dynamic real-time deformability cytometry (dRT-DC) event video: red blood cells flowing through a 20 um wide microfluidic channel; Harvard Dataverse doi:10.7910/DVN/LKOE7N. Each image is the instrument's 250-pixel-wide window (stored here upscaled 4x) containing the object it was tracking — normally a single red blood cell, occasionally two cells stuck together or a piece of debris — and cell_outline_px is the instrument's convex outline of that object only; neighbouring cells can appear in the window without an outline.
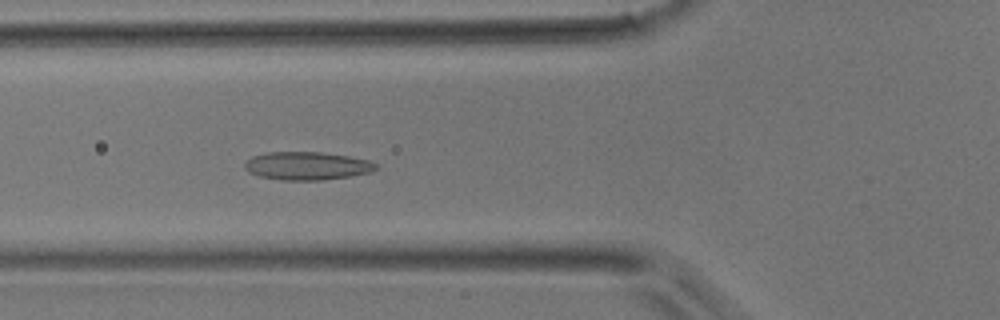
{"species": "common noctule bat (a hibernating species)", "species_latin": "Nyctalus noctula", "temperature_condition": "room temperature", "stored_images_in_passage": 48, "camera_frame_rate_fps": 3000, "um_per_image_px": 0.085, "animal": {"sex": "male", "body_mass_g": 17.9}, "frame": {"image": 1, "passage_image": 17, "time_ms": 5.333, "image_size_px": [1000, 320], "cell_outline_px": [[380, 168], [372, 172], [352, 176], [324, 180], [284, 180], [260, 176], [248, 172], [244, 168], [244, 164], [252, 156], [268, 152], [320, 152], [348, 156], [368, 160], [380, 164]], "centroid_in_image_um": [26.16, 14.1], "position_along_channel_um": 99.6, "area_um2": 21.68}}
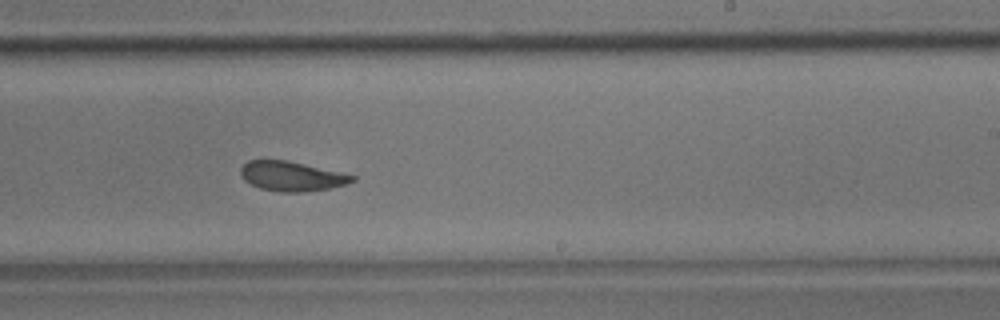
{"frame": {"image": 2, "passage_image": 29, "time_ms": 9.333, "image_size_px": [1000, 320], "cell_outline_px": [[356, 180], [332, 188], [304, 192], [280, 192], [260, 188], [244, 180], [240, 176], [240, 168], [248, 160], [264, 156], [288, 160], [356, 176]], "centroid_in_image_um": [24.71, 14.94], "position_along_channel_um": 264.3, "area_um2": 19.83}}
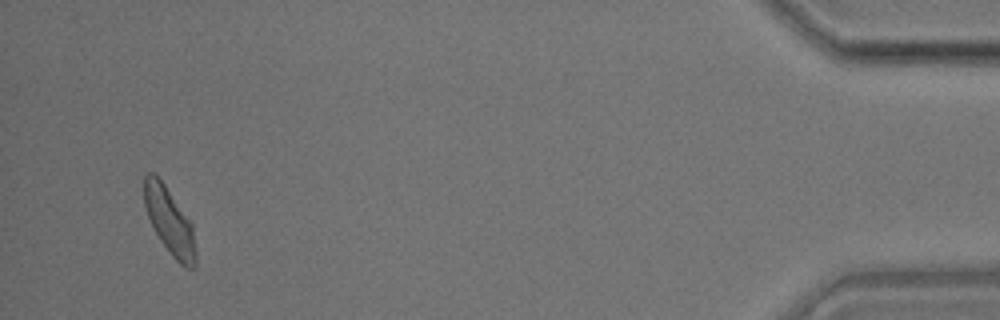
{"frame": {"image": 3, "passage_image": 46, "time_ms": 15.0, "image_size_px": [1000, 320], "cell_outline_px": [[196, 268], [184, 268], [172, 256], [160, 240], [148, 216], [144, 204], [144, 176], [148, 172], [152, 172], [164, 184], [192, 224], [196, 252]], "centroid_in_image_um": [14.42, 18.84], "position_along_channel_um": 420.8, "area_um2": 19.71}}